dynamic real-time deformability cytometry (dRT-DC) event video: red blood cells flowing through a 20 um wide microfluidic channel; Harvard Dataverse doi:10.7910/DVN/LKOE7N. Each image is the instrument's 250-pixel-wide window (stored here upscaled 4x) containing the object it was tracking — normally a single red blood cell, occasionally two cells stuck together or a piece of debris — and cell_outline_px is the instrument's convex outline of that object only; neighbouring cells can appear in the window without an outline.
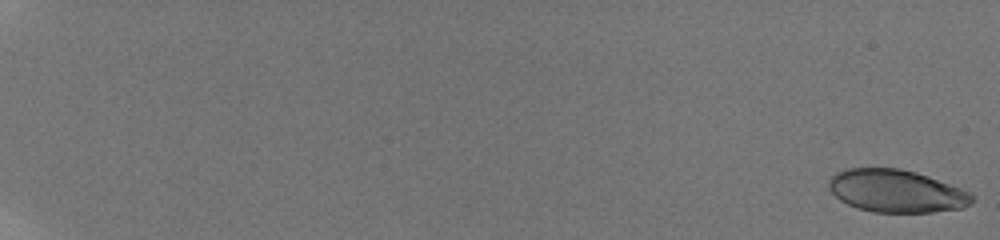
{"species": "human", "species_latin": "Homo sapiens", "temperature_condition": "room temperature", "stored_images_in_passage": 10, "camera_frame_rate_fps": 3000, "um_per_image_px": 0.085, "donor": {"sex": "male"}, "frame": {"image": 1, "passage_image": 1, "time_ms": 0.0, "image_size_px": [1000, 240], "cell_outline_px": [[972, 200], [964, 208], [932, 212], [872, 212], [856, 208], [840, 200], [828, 188], [828, 180], [836, 172], [848, 168], [900, 168], [916, 172], [928, 176], [960, 188], [968, 192], [972, 196]], "centroid_in_image_um": [76.14, 16.24], "position_along_channel_um": 8.9, "area_um2": 35.49}}
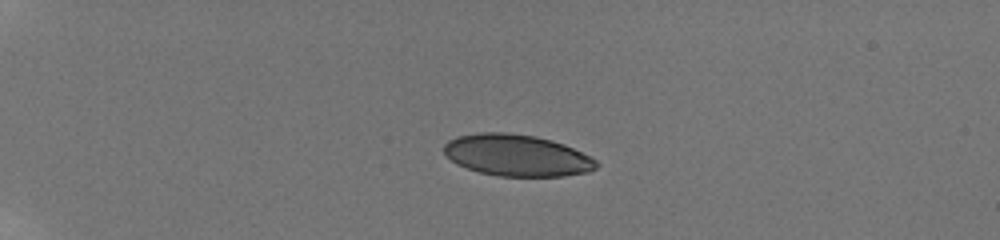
{"frame": {"image": 2, "passage_image": 7, "time_ms": 5.333, "image_size_px": [1000, 240], "cell_outline_px": [[600, 164], [596, 168], [588, 172], [564, 176], [500, 176], [480, 172], [456, 164], [444, 152], [444, 144], [448, 140], [456, 136], [480, 132], [508, 132], [536, 136], [552, 140], [564, 144], [596, 160]], "centroid_in_image_um": [43.93, 13.19], "position_along_channel_um": 41.1, "area_um2": 36.93}}
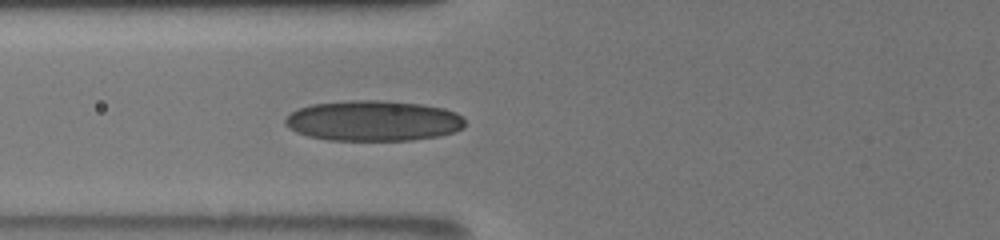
{"frame": {"image": 3, "passage_image": 10, "time_ms": 8.667, "image_size_px": [1000, 240], "cell_outline_px": [[464, 128], [452, 132], [436, 136], [412, 140], [328, 140], [308, 136], [296, 132], [288, 128], [284, 124], [284, 120], [292, 112], [300, 108], [312, 104], [352, 100], [380, 100], [420, 104], [444, 108], [456, 112], [464, 120]], "centroid_in_image_um": [31.71, 10.26], "position_along_channel_um": 94.1, "area_um2": 42.31}}